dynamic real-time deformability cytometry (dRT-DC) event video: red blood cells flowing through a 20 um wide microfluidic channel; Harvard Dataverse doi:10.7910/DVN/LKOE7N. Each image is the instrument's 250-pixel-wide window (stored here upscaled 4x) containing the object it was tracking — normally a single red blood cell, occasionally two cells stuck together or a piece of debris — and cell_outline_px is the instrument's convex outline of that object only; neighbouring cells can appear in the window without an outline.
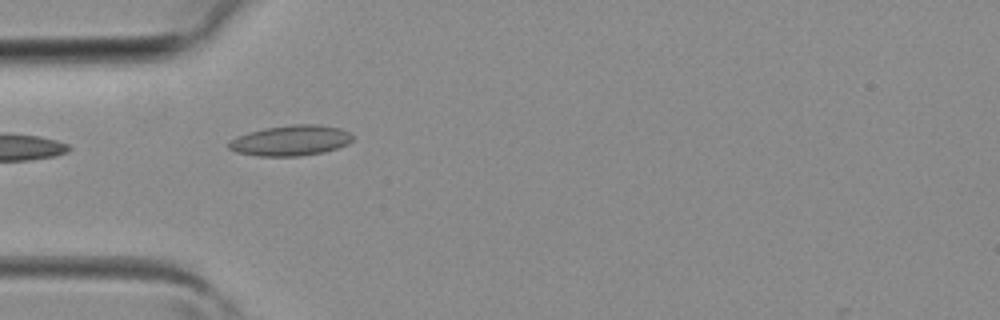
{"species": "common noctule bat (a hibernating species)", "species_latin": "Nyctalus noctula", "temperature_condition": "room temperature", "stored_images_in_passage": 1, "camera_frame_rate_fps": 3000, "um_per_image_px": 0.085, "animal": {"sex": "female", "body_mass_g": 19.3, "forearm_length_mm": 54.1}, "frame": {"image": 1, "passage_image": 1, "time_ms": 0.0, "image_size_px": [1000, 320], "cell_outline_px": [[356, 136], [348, 144], [324, 152], [300, 156], [256, 156], [236, 152], [228, 148], [228, 144], [236, 136], [248, 132], [264, 128], [292, 124], [316, 124], [340, 128]], "centroid_in_image_um": [24.72, 11.94], "position_along_channel_um": 60.3, "area_um2": 22.14}}